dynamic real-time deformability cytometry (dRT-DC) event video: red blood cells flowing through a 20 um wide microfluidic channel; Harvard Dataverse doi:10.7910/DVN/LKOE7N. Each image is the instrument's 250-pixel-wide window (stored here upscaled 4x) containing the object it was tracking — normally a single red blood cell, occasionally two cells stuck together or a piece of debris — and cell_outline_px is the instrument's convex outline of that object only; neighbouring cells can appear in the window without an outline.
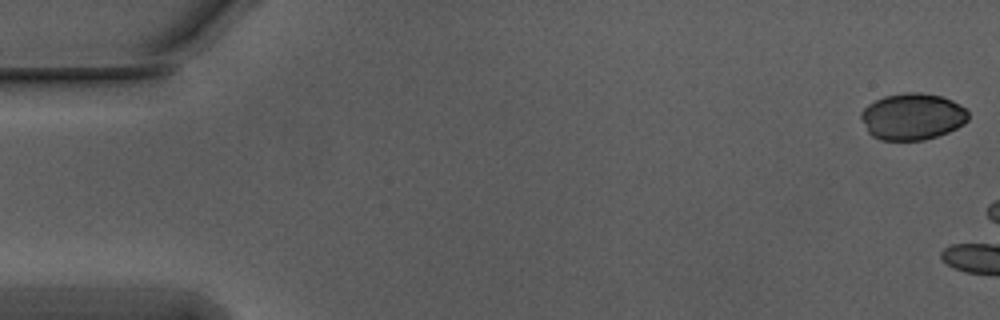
{"species": "Egyptian fruit bat (a non-hibernating species)", "species_latin": "Rousettus aegyptiacus", "temperature_condition": "warm", "stored_images_in_passage": 11, "camera_frame_rate_fps": 3000, "um_per_image_px": 0.085, "animal": {"sex": "male"}, "frame": {"image": 1, "passage_image": 1, "time_ms": 0.0, "image_size_px": [1000, 320], "cell_outline_px": [[968, 120], [964, 124], [948, 132], [924, 140], [880, 140], [872, 136], [868, 132], [860, 116], [860, 112], [868, 104], [884, 96], [904, 92], [920, 92], [940, 96], [952, 100], [960, 104], [968, 112]], "centroid_in_image_um": [77.55, 9.9], "position_along_channel_um": 7.5, "area_um2": 29.19}}